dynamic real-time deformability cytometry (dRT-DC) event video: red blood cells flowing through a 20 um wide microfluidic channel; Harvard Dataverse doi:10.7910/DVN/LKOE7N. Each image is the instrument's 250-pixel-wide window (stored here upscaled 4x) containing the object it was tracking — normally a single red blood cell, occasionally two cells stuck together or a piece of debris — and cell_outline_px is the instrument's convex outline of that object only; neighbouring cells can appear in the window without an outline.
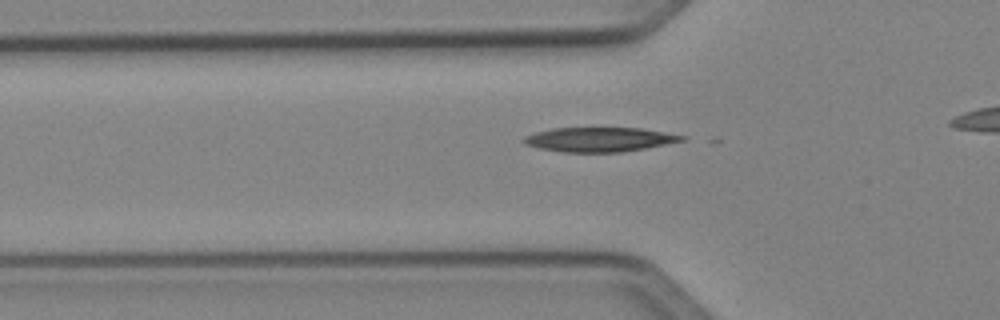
{"species": "Egyptian fruit bat (a non-hibernating species)", "species_latin": "Rousettus aegyptiacus", "temperature_condition": "cold", "stored_images_in_passage": 31, "camera_frame_rate_fps": 3000, "um_per_image_px": 0.085, "animal": {"sex": "female"}, "frame": {"image": 1, "passage_image": 4, "time_ms": 1.0, "image_size_px": [1000, 320], "cell_outline_px": [[688, 136], [684, 140], [644, 148], [620, 152], [564, 152], [540, 148], [524, 144], [520, 140], [524, 136], [536, 132], [552, 128], [640, 128]], "centroid_in_image_um": [50.9, 11.85], "position_along_channel_um": 74.9, "area_um2": 22.31}}
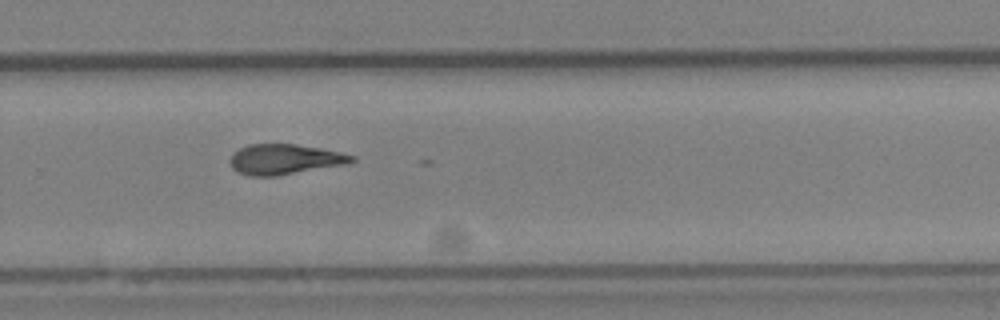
{"frame": {"image": 2, "passage_image": 21, "time_ms": 6.667, "image_size_px": [1000, 320], "cell_outline_px": [[356, 160], [344, 164], [276, 176], [252, 176], [236, 172], [232, 168], [228, 160], [232, 152], [248, 144], [296, 144], [320, 148], [340, 152], [356, 156]], "centroid_in_image_um": [24.14, 13.53], "position_along_channel_um": 305.7, "area_um2": 21.5}}
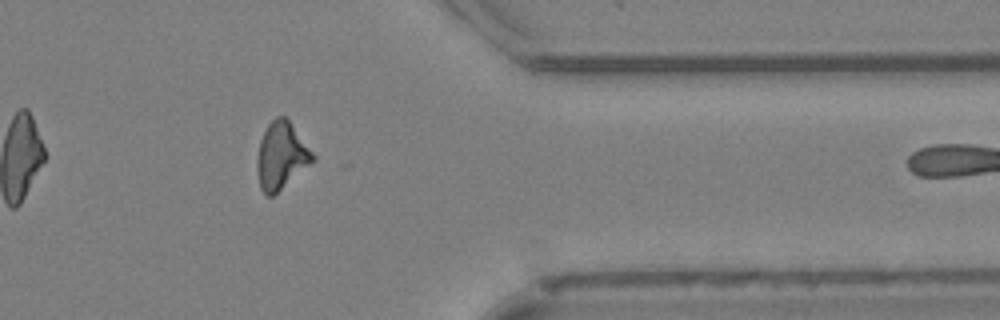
{"frame": {"image": 3, "passage_image": 28, "time_ms": 9.0, "image_size_px": [1000, 320], "cell_outline_px": [[316, 160], [272, 196], [268, 196], [260, 188], [256, 172], [256, 160], [260, 140], [268, 124], [276, 116], [284, 116], [288, 120], [316, 156]], "centroid_in_image_um": [23.9, 13.25], "position_along_channel_um": 387.5, "area_um2": 21.62}}